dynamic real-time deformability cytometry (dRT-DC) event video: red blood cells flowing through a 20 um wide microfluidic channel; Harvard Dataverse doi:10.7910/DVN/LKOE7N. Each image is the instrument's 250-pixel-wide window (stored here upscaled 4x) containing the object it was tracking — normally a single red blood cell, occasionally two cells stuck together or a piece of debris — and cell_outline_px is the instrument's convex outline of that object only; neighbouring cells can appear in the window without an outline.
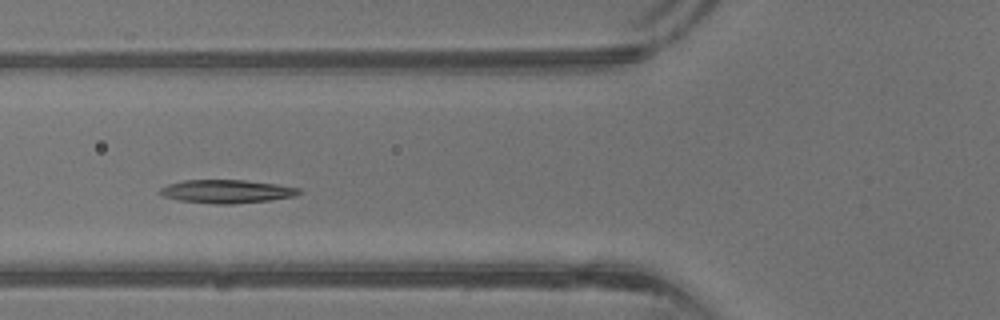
{"species": "common noctule bat (a hibernating species)", "species_latin": "Nyctalus noctula", "temperature_condition": "warm", "stored_images_in_passage": 29, "camera_frame_rate_fps": 3000, "um_per_image_px": 0.085, "animal": {"sex": "male", "body_mass_g": 13.3}, "frame": {"image": 1, "passage_image": 11, "time_ms": 3.333, "image_size_px": [1000, 320], "cell_outline_px": [[304, 192], [296, 196], [272, 200], [232, 204], [216, 204], [180, 200], [164, 196], [156, 192], [160, 188], [168, 184], [184, 180], [244, 180], [276, 184], [300, 188]], "centroid_in_image_um": [19.3, 16.27], "position_along_channel_um": 106.5, "area_um2": 19.02}}
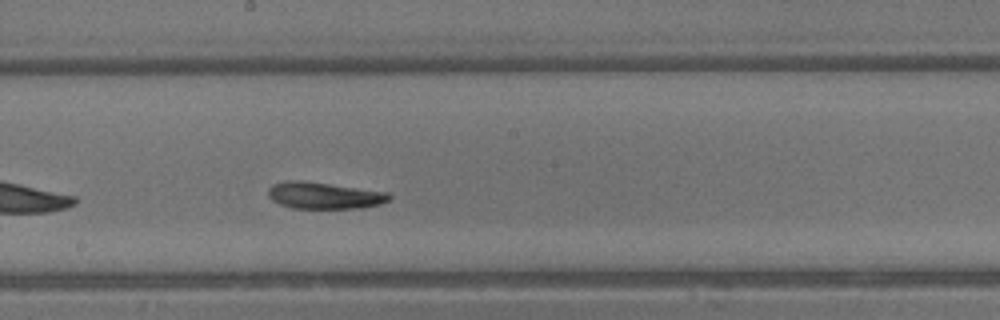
{"frame": {"image": 2, "passage_image": 18, "time_ms": 5.667, "image_size_px": [1000, 320], "cell_outline_px": [[392, 196], [388, 200], [380, 204], [360, 208], [292, 208], [280, 204], [272, 200], [268, 196], [268, 188], [272, 184], [288, 180], [300, 180], [388, 192]], "centroid_in_image_um": [27.53, 16.61], "position_along_channel_um": 220.7, "area_um2": 18.73}}
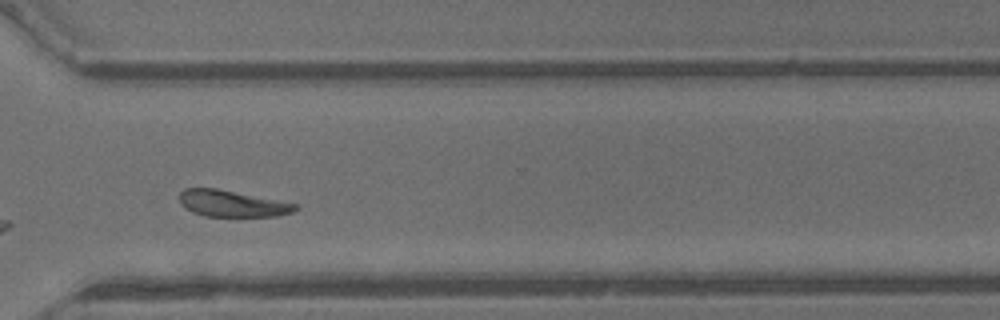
{"frame": {"image": 3, "passage_image": 26, "time_ms": 8.333, "image_size_px": [1000, 320], "cell_outline_px": [[300, 208], [292, 212], [276, 216], [204, 216], [192, 212], [180, 204], [180, 192], [184, 188], [216, 188], [296, 204]], "centroid_in_image_um": [19.69, 17.3], "position_along_channel_um": 350.9, "area_um2": 17.63}, "authors_computed_cell_mechanics": {"area_um2": 18.785, "velocity_mm_per_s": 4.896, "shape_relaxation_time_tau1_ms": 1.8094, "shape_relaxation_time_tau2_ms": 9.8685, "deformation_change_tau1": 0.134, "deformation_change_tau2": 0.2108}}